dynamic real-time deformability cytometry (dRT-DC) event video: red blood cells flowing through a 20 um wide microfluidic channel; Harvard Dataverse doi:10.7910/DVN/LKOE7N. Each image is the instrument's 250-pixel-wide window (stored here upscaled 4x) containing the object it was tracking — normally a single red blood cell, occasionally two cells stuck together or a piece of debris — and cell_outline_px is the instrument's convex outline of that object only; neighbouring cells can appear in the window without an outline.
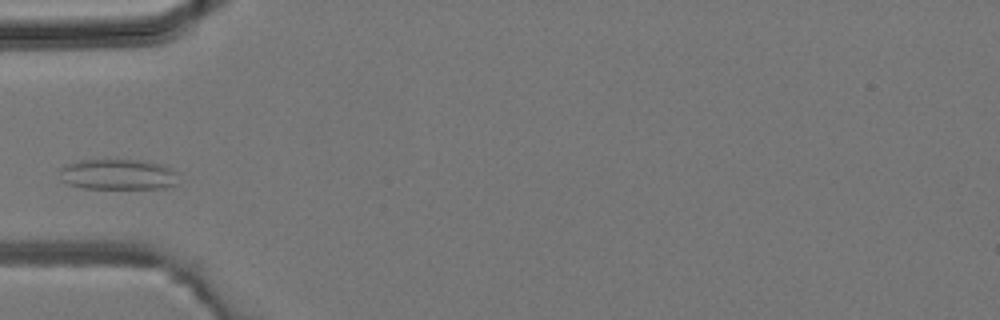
{"species": "common noctule bat (a hibernating species)", "species_latin": "Nyctalus noctula", "temperature_condition": "room temperature", "stored_images_in_passage": 27, "camera_frame_rate_fps": 3000, "um_per_image_px": 0.085, "animal": {"sex": "male", "body_mass_g": 19.2, "forearm_length_mm": 51.8}, "frame": {"image": 1, "passage_image": 1, "time_ms": 0.0, "image_size_px": [1000, 320], "cell_outline_px": [[176, 184], [164, 188], [84, 188], [68, 184], [60, 180], [60, 168], [64, 164], [80, 160], [136, 160], [164, 164], [172, 172]], "centroid_in_image_um": [9.92, 14.82], "position_along_channel_um": 75.1, "area_um2": 20.92}}
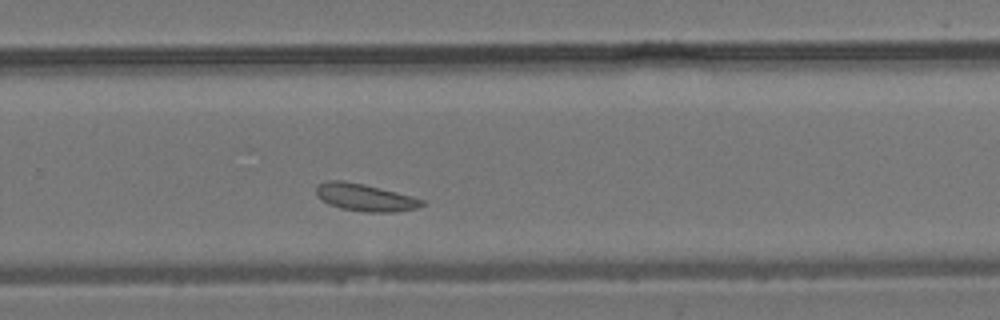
{"frame": {"image": 2, "passage_image": 15, "time_ms": 4.667, "image_size_px": [1000, 320], "cell_outline_px": [[424, 204], [416, 208], [396, 212], [364, 212], [340, 208], [328, 204], [316, 196], [316, 188], [324, 180], [344, 180], [364, 184], [396, 192], [424, 200]], "centroid_in_image_um": [30.98, 16.78], "position_along_channel_um": 298.8, "area_um2": 16.82}}
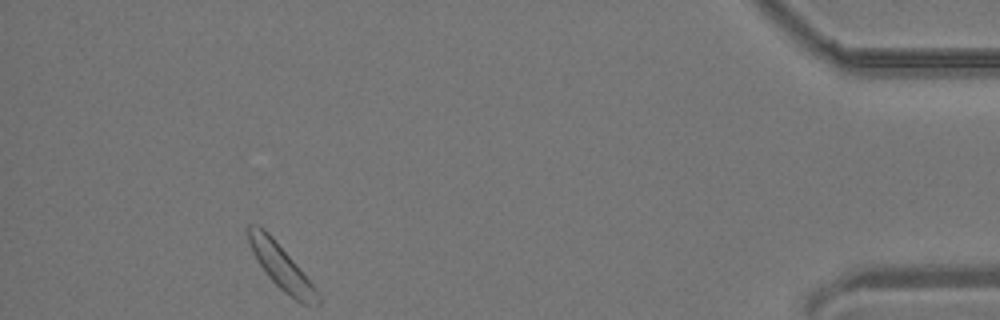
{"frame": {"image": 3, "passage_image": 26, "time_ms": 8.333, "image_size_px": [1000, 320], "cell_outline_px": [[320, 304], [300, 304], [284, 292], [268, 276], [256, 260], [252, 252], [248, 240], [248, 224], [260, 224], [272, 236], [312, 284], [320, 300]], "centroid_in_image_um": [23.84, 22.64], "position_along_channel_um": 411.4, "area_um2": 17.57}}